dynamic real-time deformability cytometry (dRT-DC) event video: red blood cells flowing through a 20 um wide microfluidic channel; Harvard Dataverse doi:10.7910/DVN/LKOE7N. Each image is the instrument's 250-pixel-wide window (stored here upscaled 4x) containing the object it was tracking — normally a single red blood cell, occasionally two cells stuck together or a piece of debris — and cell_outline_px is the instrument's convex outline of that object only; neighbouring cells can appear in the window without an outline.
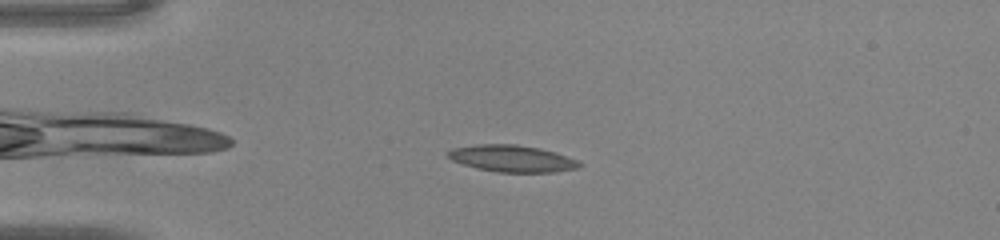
{"species": "common noctule bat (a hibernating species)", "species_latin": "Nyctalus noctula", "temperature_condition": "warm", "stored_images_in_passage": 41, "camera_frame_rate_fps": 3000, "um_per_image_px": 0.085, "animal": {"sex": "male", "body_mass_g": 20.0, "forearm_length_mm": 53.3}, "frame": {"image": 1, "passage_image": 6, "time_ms": 1.667, "image_size_px": [1000, 240], "cell_outline_px": [[584, 164], [580, 168], [556, 172], [496, 172], [476, 168], [452, 160], [448, 156], [448, 152], [452, 148], [476, 144], [516, 144], [540, 148], [556, 152], [576, 160]], "centroid_in_image_um": [43.56, 13.47], "position_along_channel_um": 41.4, "area_um2": 20.58}}
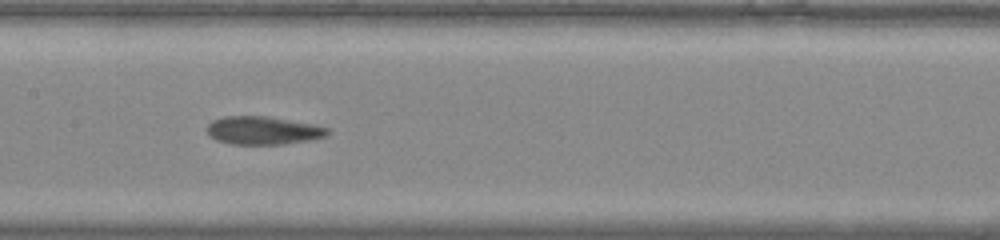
{"frame": {"image": 2, "passage_image": 18, "time_ms": 5.667, "image_size_px": [1000, 240], "cell_outline_px": [[332, 132], [328, 136], [308, 140], [284, 144], [232, 144], [216, 140], [208, 132], [208, 124], [212, 120], [224, 116], [268, 116], [316, 124], [328, 128]], "centroid_in_image_um": [22.42, 11.08], "position_along_channel_um": 185.0, "area_um2": 19.88}}
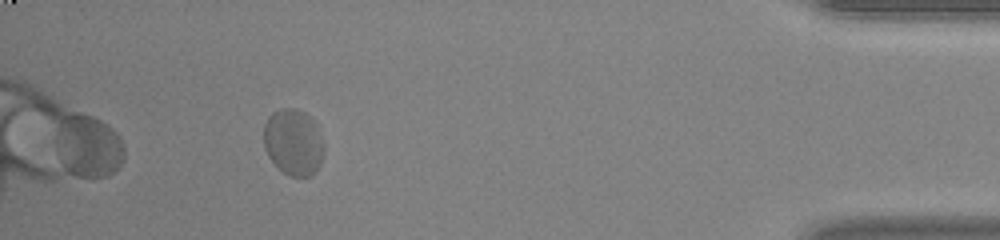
{"frame": {"image": 3, "passage_image": 37, "time_ms": 12.0, "image_size_px": [1000, 240], "cell_outline_px": [[324, 152], [320, 164], [316, 172], [312, 176], [288, 176], [276, 168], [268, 156], [264, 148], [264, 124], [268, 116], [272, 112], [280, 108], [296, 108], [304, 112], [316, 124], [324, 144]], "centroid_in_image_um": [24.92, 12.1], "position_along_channel_um": 410.3, "area_um2": 23.7}}